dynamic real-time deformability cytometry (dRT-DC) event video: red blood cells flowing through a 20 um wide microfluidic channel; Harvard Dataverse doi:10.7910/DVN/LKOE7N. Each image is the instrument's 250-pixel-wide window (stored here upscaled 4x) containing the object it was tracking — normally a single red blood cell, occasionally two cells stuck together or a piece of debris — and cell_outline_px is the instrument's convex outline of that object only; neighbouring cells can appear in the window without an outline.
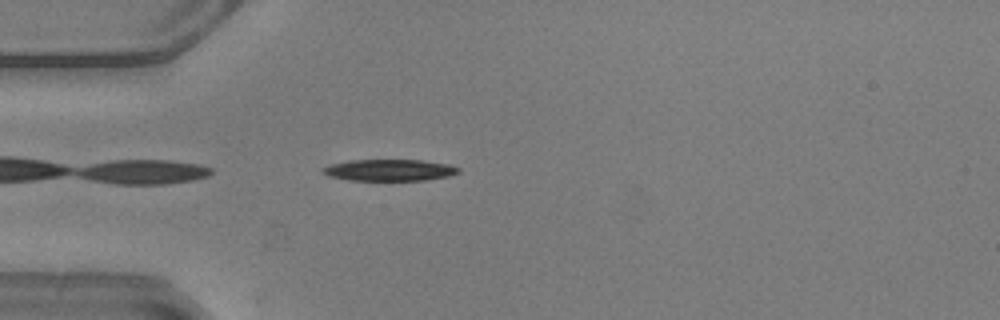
{"species": "common noctule bat (a hibernating species)", "species_latin": "Nyctalus noctula", "temperature_condition": "warm", "stored_images_in_passage": 10, "camera_frame_rate_fps": 3000, "um_per_image_px": 0.085, "animal": {"sex": "male", "body_mass_g": 20.5, "forearm_length_mm": 52.5}, "frame": {"image": 1, "passage_image": 2, "time_ms": 0.333, "image_size_px": [1000, 320], "cell_outline_px": [[460, 172], [448, 176], [424, 180], [348, 180], [328, 176], [320, 168], [328, 164], [348, 160], [420, 160], [448, 164], [460, 168]], "centroid_in_image_um": [33.06, 14.45], "position_along_channel_um": 51.9, "area_um2": 17.05}}